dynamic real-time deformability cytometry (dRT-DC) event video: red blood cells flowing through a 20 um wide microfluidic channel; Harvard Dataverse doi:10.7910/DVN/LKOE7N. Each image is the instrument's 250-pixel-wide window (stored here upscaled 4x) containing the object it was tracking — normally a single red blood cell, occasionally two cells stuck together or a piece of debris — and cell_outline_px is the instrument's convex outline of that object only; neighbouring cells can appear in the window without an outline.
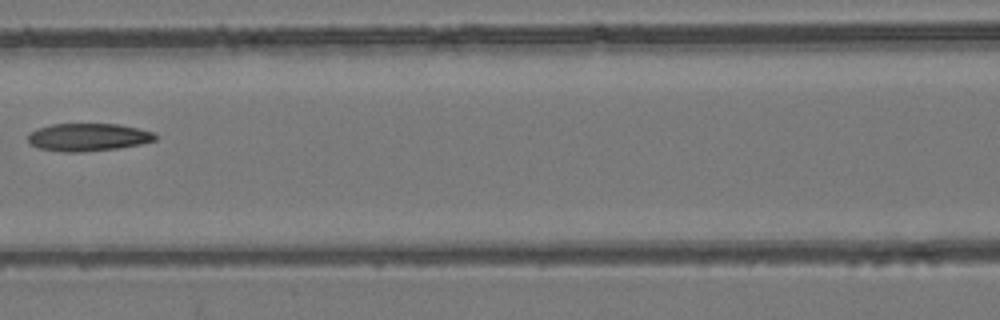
{"species": "common noctule bat (a hibernating species)", "species_latin": "Nyctalus noctula", "temperature_condition": "room temperature", "stored_images_in_passage": 8, "camera_frame_rate_fps": 3000, "um_per_image_px": 0.085, "animal": {"sex": "female", "body_mass_g": 24.6, "forearm_length_mm": 56.2}, "frame": {"image": 1, "passage_image": 8, "time_ms": 8.0, "image_size_px": [1000, 320], "cell_outline_px": [[160, 136], [156, 140], [140, 144], [116, 148], [80, 152], [64, 152], [40, 148], [32, 144], [28, 140], [28, 136], [32, 132], [40, 128], [52, 124], [120, 124], [152, 132]], "centroid_in_image_um": [7.54, 11.66], "position_along_channel_um": 159.1, "area_um2": 20.29}}